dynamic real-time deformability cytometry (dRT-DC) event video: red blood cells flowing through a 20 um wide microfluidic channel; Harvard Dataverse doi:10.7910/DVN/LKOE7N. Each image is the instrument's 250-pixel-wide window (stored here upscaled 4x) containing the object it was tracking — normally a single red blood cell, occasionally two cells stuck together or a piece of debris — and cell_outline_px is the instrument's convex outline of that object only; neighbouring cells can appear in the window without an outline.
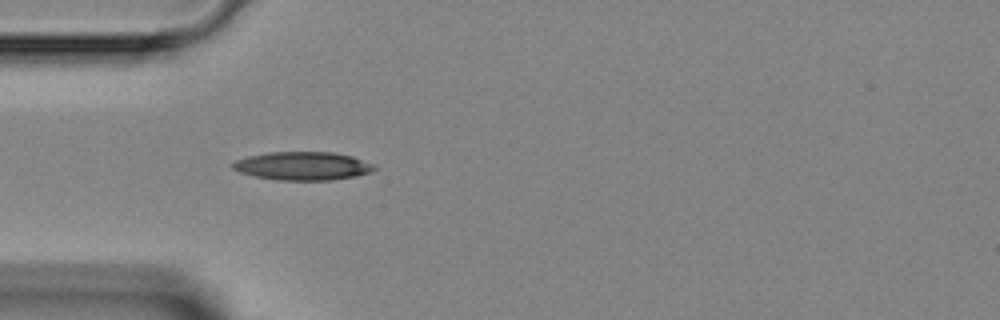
{"species": "Egyptian fruit bat (a non-hibernating species)", "species_latin": "Rousettus aegyptiacus", "temperature_condition": "room temperature", "stored_images_in_passage": 1, "camera_frame_rate_fps": 3000, "um_per_image_px": 0.085, "animal": {"sex": "female"}, "frame": {"image": 1, "passage_image": 1, "time_ms": 0.0, "image_size_px": [1000, 320], "cell_outline_px": [[376, 168], [368, 172], [356, 176], [332, 180], [276, 180], [256, 176], [240, 172], [232, 168], [232, 164], [236, 160], [248, 156], [268, 152], [332, 152], [352, 156], [376, 164]], "centroid_in_image_um": [25.75, 14.1], "position_along_channel_um": 59.3, "area_um2": 23.35}}